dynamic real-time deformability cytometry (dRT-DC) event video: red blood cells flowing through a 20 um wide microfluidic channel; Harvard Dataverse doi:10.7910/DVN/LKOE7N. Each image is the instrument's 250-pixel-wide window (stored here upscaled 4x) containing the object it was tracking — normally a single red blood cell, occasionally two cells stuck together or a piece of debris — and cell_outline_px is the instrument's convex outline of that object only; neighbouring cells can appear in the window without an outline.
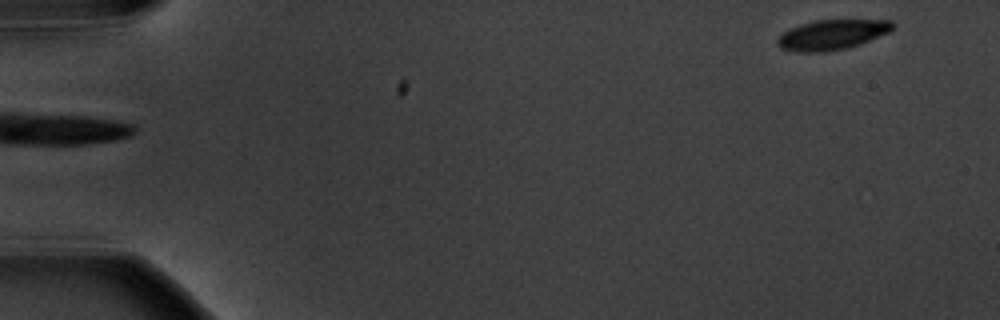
{"species": "common noctule bat (a hibernating species)", "species_latin": "Nyctalus noctula", "temperature_condition": "warm", "stored_images_in_passage": 7, "segment_of_instrument_passage": [2, 2], "camera_frame_rate_fps": 3000, "um_per_image_px": 0.085, "animal": {"sex": "male", "body_mass_g": 20.1, "forearm_length_mm": 53.5}, "frame": {"image": 1, "passage_image": 7, "time_ms": 6.667, "image_size_px": [1000, 320], "cell_outline_px": [[896, 24], [888, 32], [860, 44], [848, 48], [824, 52], [800, 52], [780, 48], [776, 40], [784, 32], [800, 24], [816, 20], [892, 20]], "centroid_in_image_um": [70.73, 2.95], "position_along_channel_um": 14.3, "area_um2": 20.0}}